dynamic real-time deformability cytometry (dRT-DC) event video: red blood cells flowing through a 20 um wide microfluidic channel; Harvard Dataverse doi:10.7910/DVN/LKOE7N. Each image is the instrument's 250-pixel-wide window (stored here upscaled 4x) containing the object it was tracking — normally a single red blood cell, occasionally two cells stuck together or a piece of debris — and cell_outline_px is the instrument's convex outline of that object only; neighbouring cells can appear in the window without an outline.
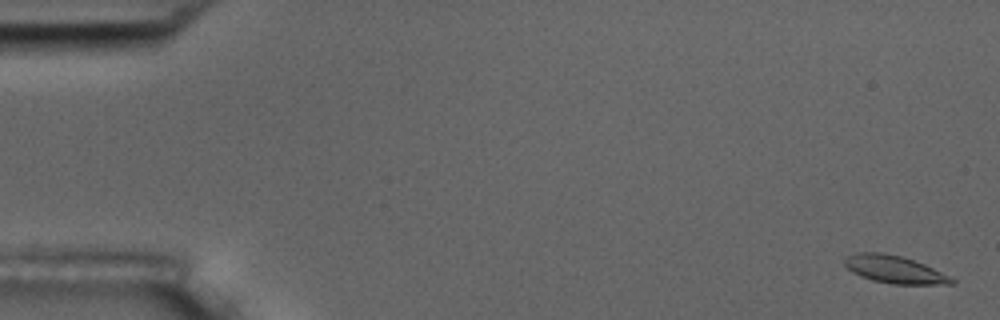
{"species": "common noctule bat (a hibernating species)", "species_latin": "Nyctalus noctula", "temperature_condition": "room temperature", "stored_images_in_passage": 57, "camera_frame_rate_fps": 3000, "um_per_image_px": 0.085, "animal": {"sex": "male", "body_mass_g": 17.5, "forearm_length_mm": 52.3}, "frame": {"image": 1, "passage_image": 2, "time_ms": 0.333, "image_size_px": [1000, 320], "cell_outline_px": [[956, 284], [892, 284], [872, 280], [860, 276], [852, 272], [844, 264], [844, 260], [848, 256], [856, 252], [880, 252], [900, 256], [924, 264], [956, 280]], "centroid_in_image_um": [76.0, 22.91], "position_along_channel_um": 9.0, "area_um2": 16.99}}
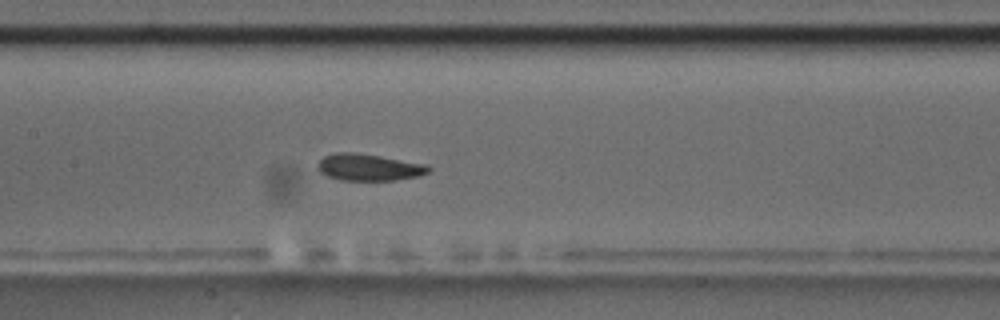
{"frame": {"image": 2, "passage_image": 28, "time_ms": 9.0, "image_size_px": [1000, 320], "cell_outline_px": [[432, 168], [428, 172], [420, 176], [396, 180], [340, 180], [328, 176], [320, 172], [316, 168], [316, 164], [324, 156], [336, 152], [352, 152], [380, 156], [428, 164]], "centroid_in_image_um": [31.36, 14.22], "position_along_channel_um": 176.0, "area_um2": 17.46}}
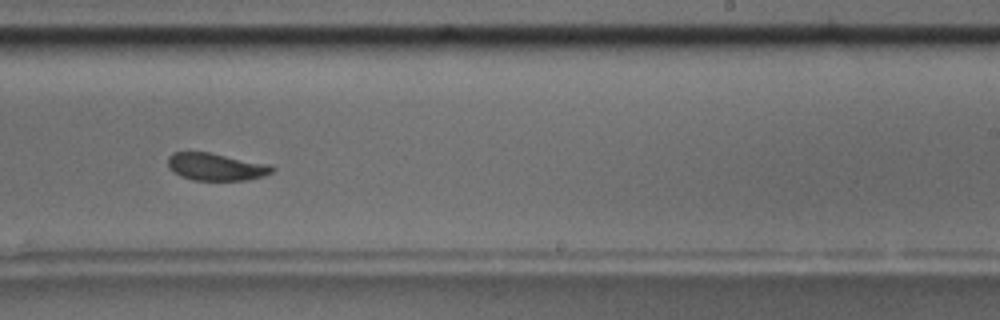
{"frame": {"image": 3, "passage_image": 36, "time_ms": 11.667, "image_size_px": [1000, 320], "cell_outline_px": [[276, 168], [272, 172], [264, 176], [248, 180], [192, 180], [180, 176], [172, 172], [168, 168], [168, 156], [172, 152], [208, 152], [272, 164]], "centroid_in_image_um": [18.37, 14.18], "position_along_channel_um": 270.6, "area_um2": 16.94}, "authors_computed_cell_mechanics": {"area_um2": 17.2822, "velocity_mm_per_s": 3.5643, "shape_relaxation_time_tau1_ms": 4.0796, "shape_relaxation_time_tau2_ms": 1.7404, "deformation_change_tau1": 0.1105, "deformation_change_tau2": 0.0593}}